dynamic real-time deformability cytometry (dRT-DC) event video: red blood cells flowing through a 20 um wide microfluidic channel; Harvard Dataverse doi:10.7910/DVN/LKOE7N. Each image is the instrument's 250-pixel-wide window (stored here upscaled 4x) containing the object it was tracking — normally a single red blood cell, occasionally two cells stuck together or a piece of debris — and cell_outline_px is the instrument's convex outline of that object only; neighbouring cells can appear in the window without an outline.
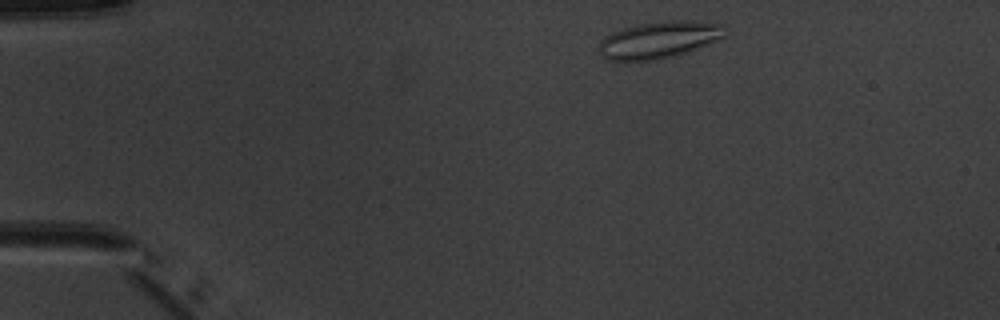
{"species": "common noctule bat (a hibernating species)", "species_latin": "Nyctalus noctula", "temperature_condition": "warm", "stored_images_in_passage": 2, "camera_frame_rate_fps": 3000, "um_per_image_px": 0.085, "animal": {"sex": "male", "body_mass_g": 20.1, "forearm_length_mm": 53.5}, "frame": {"image": 1, "passage_image": 1, "time_ms": 0.0, "image_size_px": [1000, 320], "cell_outline_px": [[724, 36], [716, 40], [696, 48], [672, 56], [656, 60], [604, 60], [600, 56], [600, 40], [604, 36], [612, 32], [636, 24], [672, 20], [696, 20], [724, 24]], "centroid_in_image_um": [55.98, 3.37], "position_along_channel_um": 29.0, "area_um2": 26.93}}